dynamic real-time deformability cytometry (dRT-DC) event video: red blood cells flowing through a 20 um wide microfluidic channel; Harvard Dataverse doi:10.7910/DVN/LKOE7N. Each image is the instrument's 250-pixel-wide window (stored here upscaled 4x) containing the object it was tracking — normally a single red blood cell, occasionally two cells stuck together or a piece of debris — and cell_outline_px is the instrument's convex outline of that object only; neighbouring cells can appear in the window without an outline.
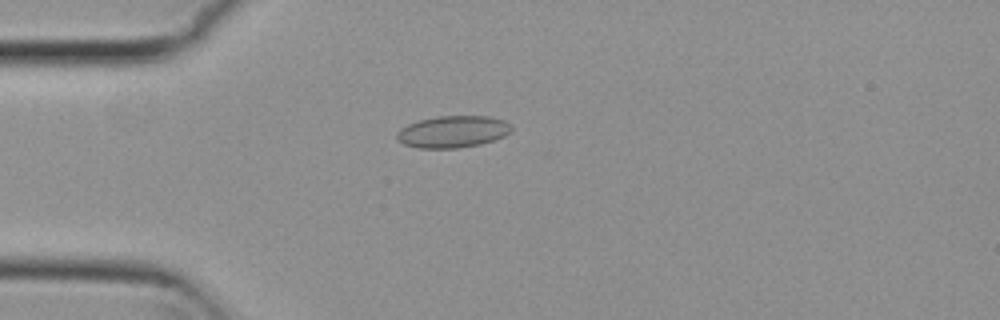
{"species": "common noctule bat (a hibernating species)", "species_latin": "Nyctalus noctula", "temperature_condition": "cold", "stored_images_in_passage": 5, "camera_frame_rate_fps": 3000, "um_per_image_px": 0.085, "animal": {"sex": "female", "body_mass_g": 29.2, "forearm_length_mm": 56.3}, "frame": {"image": 1, "passage_image": 2, "time_ms": 0.333, "image_size_px": [1000, 320], "cell_outline_px": [[512, 132], [504, 136], [480, 144], [456, 148], [416, 148], [404, 144], [396, 140], [396, 132], [400, 128], [408, 124], [420, 120], [436, 116], [488, 116], [504, 120], [512, 128]], "centroid_in_image_um": [38.45, 11.19], "position_along_channel_um": 46.5, "area_um2": 21.33}}
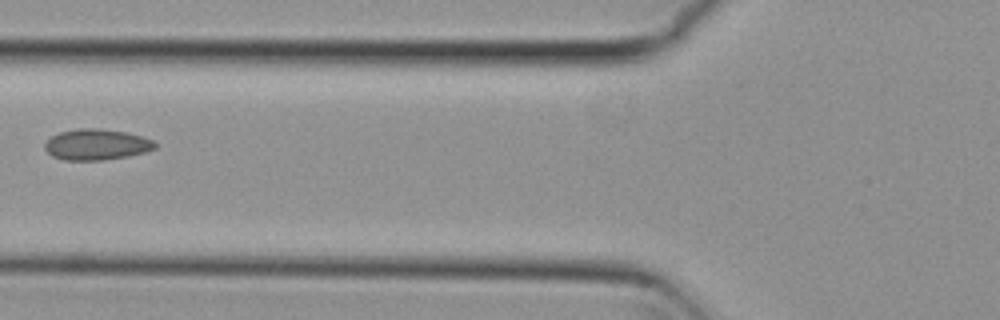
{"frame": {"image": 2, "passage_image": 4, "time_ms": 1.0, "image_size_px": [1000, 320], "cell_outline_px": [[156, 148], [144, 152], [128, 156], [104, 160], [64, 160], [52, 156], [44, 148], [44, 144], [52, 136], [60, 132], [76, 128], [96, 128], [124, 132], [140, 136], [152, 140], [156, 144]], "centroid_in_image_um": [8.18, 12.29], "position_along_channel_um": 117.6, "area_um2": 19.71}}
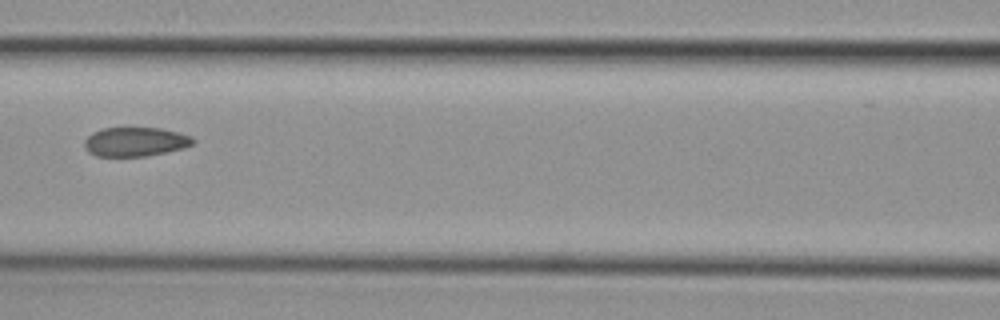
{"frame": {"image": 3, "passage_image": 5, "time_ms": 1.333, "image_size_px": [1000, 320], "cell_outline_px": [[196, 144], [184, 148], [148, 156], [96, 156], [88, 152], [84, 148], [84, 140], [92, 132], [104, 128], [160, 128], [192, 136], [196, 140]], "centroid_in_image_um": [11.52, 12.06], "position_along_channel_um": 155.1, "area_um2": 18.61}}